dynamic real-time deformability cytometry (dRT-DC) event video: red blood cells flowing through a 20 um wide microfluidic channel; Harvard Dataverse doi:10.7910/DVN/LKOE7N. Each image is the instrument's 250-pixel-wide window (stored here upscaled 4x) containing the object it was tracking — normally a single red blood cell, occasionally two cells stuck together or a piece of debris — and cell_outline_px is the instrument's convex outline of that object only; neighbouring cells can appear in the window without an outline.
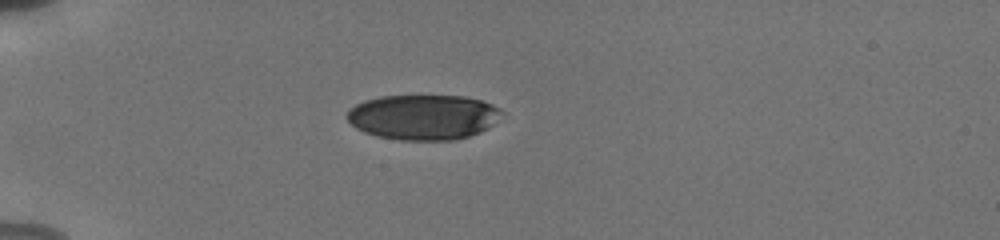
{"species": "human", "species_latin": "Homo sapiens", "temperature_condition": "cold", "stored_images_in_passage": 5, "camera_frame_rate_fps": 3000, "um_per_image_px": 0.085, "donor": {"sex": "male"}, "frame": {"image": 1, "passage_image": 1, "time_ms": 0.0, "image_size_px": [1000, 240], "cell_outline_px": [[504, 112], [488, 128], [480, 132], [468, 136], [452, 140], [400, 140], [376, 136], [364, 132], [356, 128], [344, 116], [356, 104], [364, 100], [380, 96], [464, 96], [480, 100], [492, 104], [500, 108]], "centroid_in_image_um": [35.97, 9.95], "position_along_channel_um": 49.0, "area_um2": 40.69}}
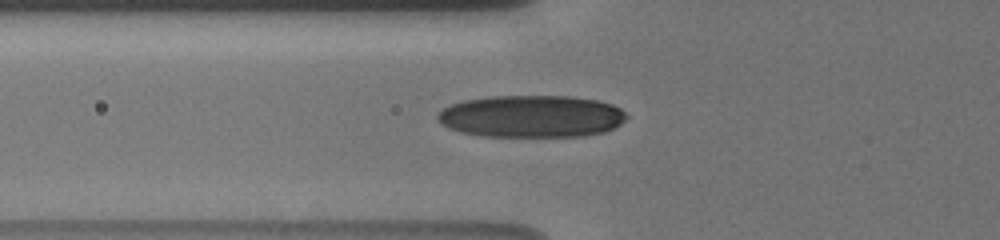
{"frame": {"image": 2, "passage_image": 5, "time_ms": 1.667, "image_size_px": [1000, 240], "cell_outline_px": [[628, 116], [620, 124], [604, 132], [584, 136], [480, 136], [460, 132], [448, 128], [440, 124], [436, 116], [444, 108], [452, 104], [464, 100], [488, 96], [572, 96], [600, 100], [612, 104], [620, 108]], "centroid_in_image_um": [45.17, 9.88], "position_along_channel_um": 80.6, "area_um2": 46.7}}